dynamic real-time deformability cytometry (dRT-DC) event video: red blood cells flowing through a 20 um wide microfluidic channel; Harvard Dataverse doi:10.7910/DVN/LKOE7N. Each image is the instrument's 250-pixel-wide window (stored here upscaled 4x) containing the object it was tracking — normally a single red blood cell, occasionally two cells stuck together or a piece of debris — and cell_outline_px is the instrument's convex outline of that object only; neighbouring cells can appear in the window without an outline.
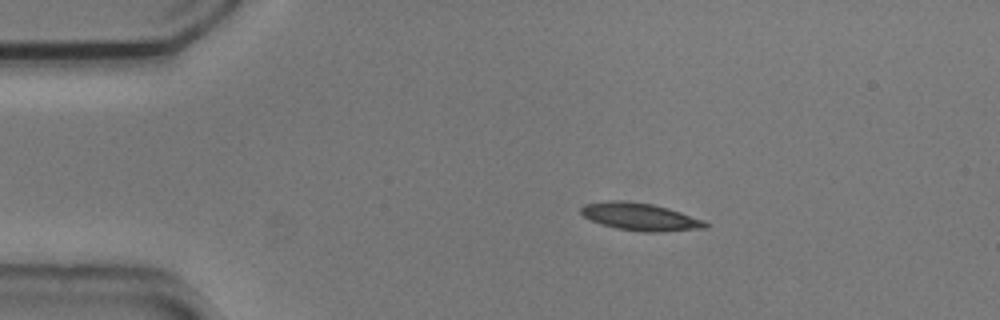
{"species": "common noctule bat (a hibernating species)", "species_latin": "Nyctalus noctula", "temperature_condition": "cold", "stored_images_in_passage": 5, "camera_frame_rate_fps": 3000, "um_per_image_px": 0.085, "animal": {"sex": "male", "body_mass_g": 20.5, "forearm_length_mm": 52.5}, "frame": {"image": 1, "passage_image": 1, "time_ms": 0.0, "image_size_px": [1000, 320], "cell_outline_px": [[708, 228], [660, 232], [644, 232], [616, 228], [600, 224], [584, 216], [580, 212], [580, 208], [584, 204], [604, 200], [620, 200], [652, 204], [668, 208], [704, 220], [708, 224]], "centroid_in_image_um": [54.4, 18.42], "position_along_channel_um": 30.6, "area_um2": 20.0}}
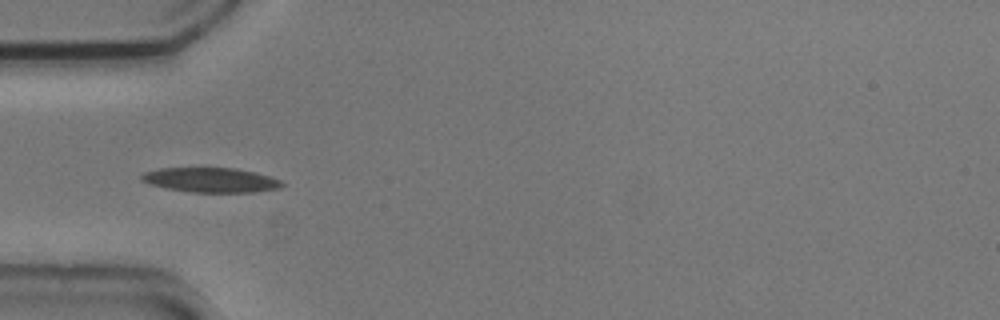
{"frame": {"image": 2, "passage_image": 3, "time_ms": 0.667, "image_size_px": [1000, 320], "cell_outline_px": [[284, 184], [280, 188], [256, 192], [192, 192], [168, 188], [152, 184], [140, 180], [140, 176], [144, 172], [160, 168], [236, 168], [256, 172], [280, 180]], "centroid_in_image_um": [17.94, 15.29], "position_along_channel_um": 67.1, "area_um2": 20.06}}